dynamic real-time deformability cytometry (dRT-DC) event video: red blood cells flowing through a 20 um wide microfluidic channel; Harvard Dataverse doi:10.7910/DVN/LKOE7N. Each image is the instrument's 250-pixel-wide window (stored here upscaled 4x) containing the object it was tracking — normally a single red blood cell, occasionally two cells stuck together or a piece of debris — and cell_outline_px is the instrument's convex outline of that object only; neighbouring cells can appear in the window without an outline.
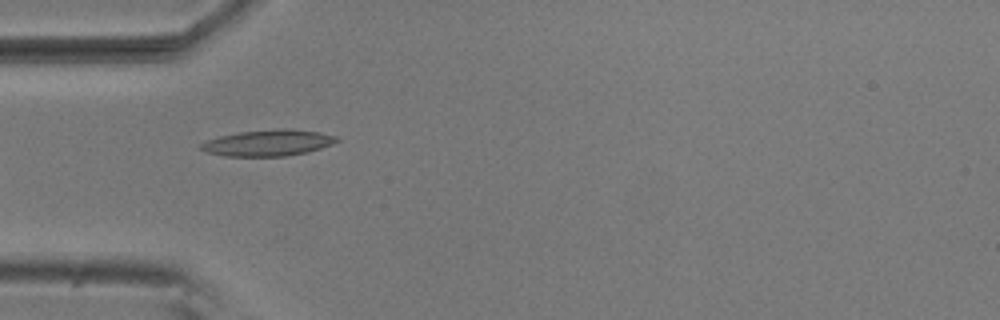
{"species": "common noctule bat (a hibernating species)", "species_latin": "Nyctalus noctula", "temperature_condition": "room temperature", "stored_images_in_passage": 37, "camera_frame_rate_fps": 3000, "um_per_image_px": 0.085, "animal": {"sex": "male", "body_mass_g": 20.5, "forearm_length_mm": 52.5}, "frame": {"image": 1, "passage_image": 1, "time_ms": 0.0, "image_size_px": [1000, 320], "cell_outline_px": [[340, 140], [332, 144], [308, 152], [284, 156], [224, 156], [204, 152], [200, 148], [200, 144], [208, 140], [220, 136], [240, 132], [280, 128], [292, 128], [320, 132], [336, 136]], "centroid_in_image_um": [22.8, 12.14], "position_along_channel_um": 62.2, "area_um2": 20.81}, "authors_computed_cell_mechanics": {"area_um2": 16.6464, "velocity_mm_per_s": 3.7283, "shape_relaxation_time_tau1_ms": 2.4795, "shape_relaxation_time_tau2_ms": 2.6483, "deformation_change_tau1": 0.0955, "deformation_change_tau2": 0.0775}}